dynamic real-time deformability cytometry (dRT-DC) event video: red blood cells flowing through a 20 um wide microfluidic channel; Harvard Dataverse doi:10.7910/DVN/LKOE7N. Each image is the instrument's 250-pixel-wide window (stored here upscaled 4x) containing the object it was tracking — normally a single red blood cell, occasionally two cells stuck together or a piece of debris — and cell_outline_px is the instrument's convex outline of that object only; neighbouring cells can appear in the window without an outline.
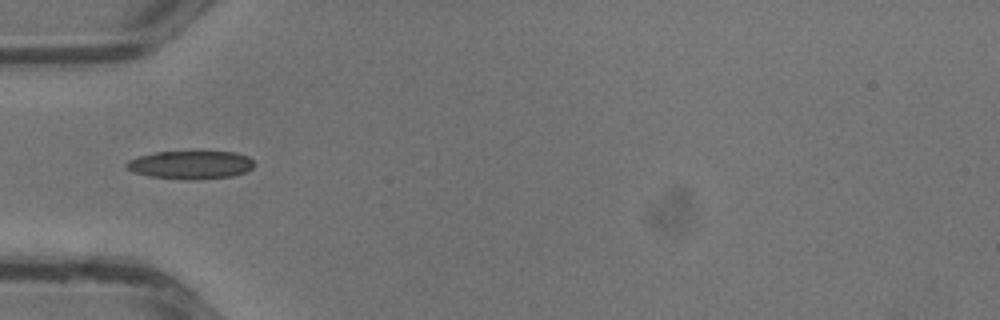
{"species": "common noctule bat (a hibernating species)", "species_latin": "Nyctalus noctula", "temperature_condition": "warm", "stored_images_in_passage": 32, "camera_frame_rate_fps": 3000, "um_per_image_px": 0.085, "animal": {"sex": "male", "body_mass_g": 13.3}, "frame": {"image": 1, "passage_image": 7, "time_ms": 2.0, "image_size_px": [1000, 320], "cell_outline_px": [[252, 168], [244, 172], [232, 176], [188, 180], [148, 176], [132, 172], [124, 164], [128, 160], [140, 156], [156, 152], [200, 148], [236, 152], [248, 156], [252, 160]], "centroid_in_image_um": [16.2, 13.95], "position_along_channel_um": 68.8, "area_um2": 21.96}}
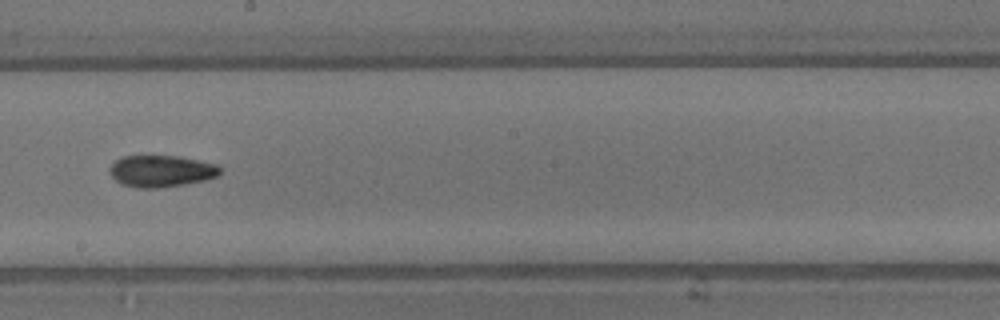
{"frame": {"image": 2, "passage_image": 16, "time_ms": 5.0, "image_size_px": [1000, 320], "cell_outline_px": [[220, 176], [204, 180], [184, 184], [160, 188], [136, 188], [120, 184], [108, 172], [108, 168], [120, 156], [176, 156], [216, 164], [220, 168]], "centroid_in_image_um": [13.66, 14.55], "position_along_channel_um": 234.5, "area_um2": 20.46}}
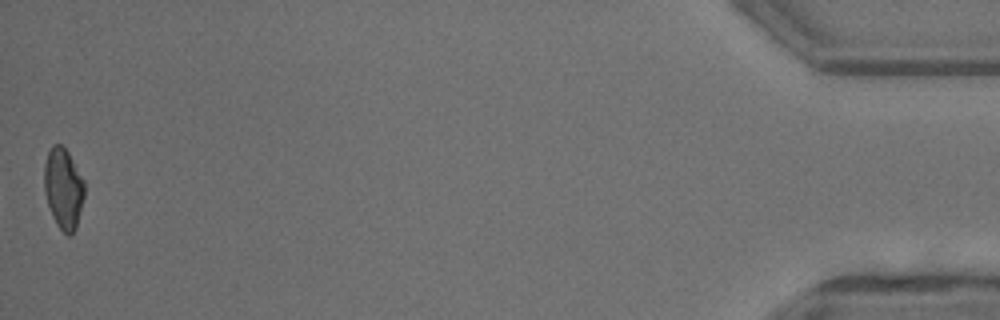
{"frame": {"image": 3, "passage_image": 32, "time_ms": 10.333, "image_size_px": [1000, 320], "cell_outline_px": [[84, 196], [76, 228], [72, 236], [68, 236], [56, 224], [52, 216], [44, 192], [44, 164], [48, 152], [52, 144], [60, 144], [68, 152], [84, 180]], "centroid_in_image_um": [5.38, 16.03], "position_along_channel_um": 429.8, "area_um2": 18.96}}